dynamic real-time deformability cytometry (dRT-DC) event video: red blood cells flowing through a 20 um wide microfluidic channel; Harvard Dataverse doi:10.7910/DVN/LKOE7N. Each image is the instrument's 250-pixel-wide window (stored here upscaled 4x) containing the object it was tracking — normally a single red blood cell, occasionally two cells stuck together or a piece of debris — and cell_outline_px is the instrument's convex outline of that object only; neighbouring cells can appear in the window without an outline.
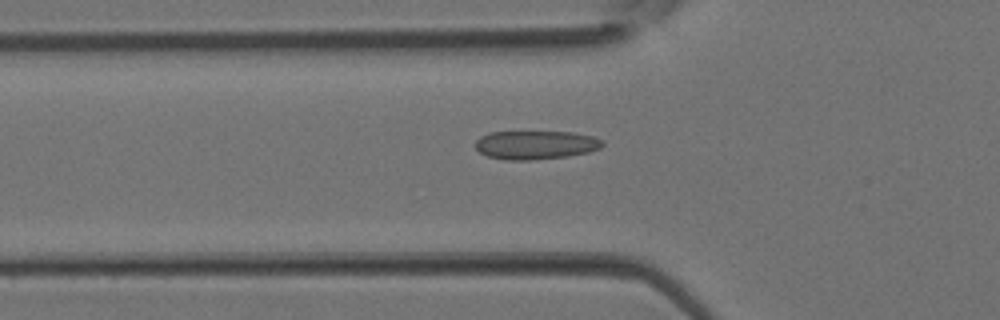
{"species": "Egyptian fruit bat (a non-hibernating species)", "species_latin": "Rousettus aegyptiacus", "temperature_condition": "room temperature", "stored_images_in_passage": 37, "camera_frame_rate_fps": 3000, "um_per_image_px": 0.085, "animal": {"sex": "female"}, "frame": {"image": 1, "passage_image": 12, "time_ms": 3.667, "image_size_px": [1000, 320], "cell_outline_px": [[604, 144], [600, 148], [588, 152], [568, 156], [532, 160], [504, 160], [488, 156], [480, 152], [476, 148], [476, 140], [480, 136], [492, 132], [572, 132], [592, 136], [604, 140]], "centroid_in_image_um": [45.54, 12.32], "position_along_channel_um": 80.3, "area_um2": 21.21}}
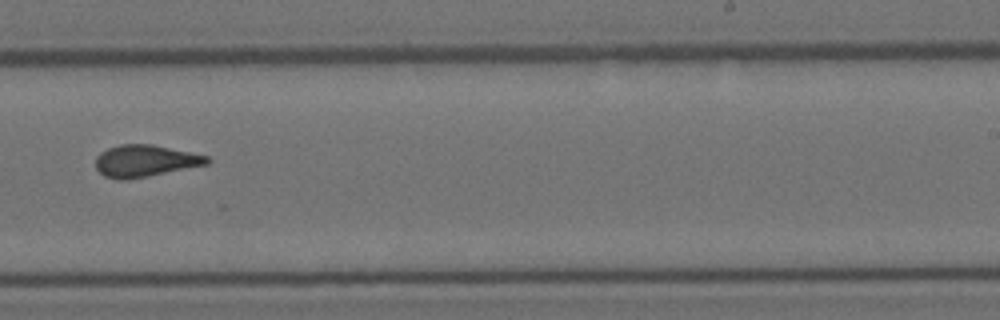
{"frame": {"image": 2, "passage_image": 23, "time_ms": 7.333, "image_size_px": [1000, 320], "cell_outline_px": [[212, 160], [208, 164], [128, 180], [116, 180], [104, 176], [96, 168], [96, 156], [100, 152], [108, 148], [120, 144], [152, 144], [208, 156]], "centroid_in_image_um": [12.31, 13.68], "position_along_channel_um": 276.7, "area_um2": 20.75}}
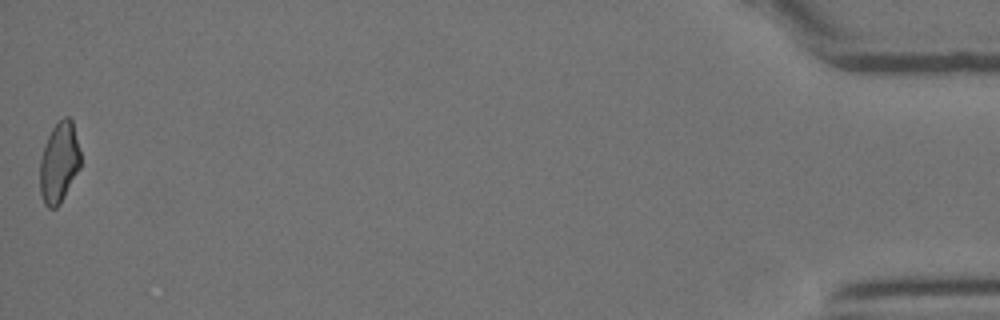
{"frame": {"image": 3, "passage_image": 37, "time_ms": 12.0, "image_size_px": [1000, 320], "cell_outline_px": [[80, 168], [60, 204], [56, 208], [48, 208], [44, 204], [40, 192], [40, 160], [44, 144], [52, 128], [64, 116], [68, 116], [72, 120], [80, 152]], "centroid_in_image_um": [5.01, 13.83], "position_along_channel_um": 430.2, "area_um2": 19.07}}